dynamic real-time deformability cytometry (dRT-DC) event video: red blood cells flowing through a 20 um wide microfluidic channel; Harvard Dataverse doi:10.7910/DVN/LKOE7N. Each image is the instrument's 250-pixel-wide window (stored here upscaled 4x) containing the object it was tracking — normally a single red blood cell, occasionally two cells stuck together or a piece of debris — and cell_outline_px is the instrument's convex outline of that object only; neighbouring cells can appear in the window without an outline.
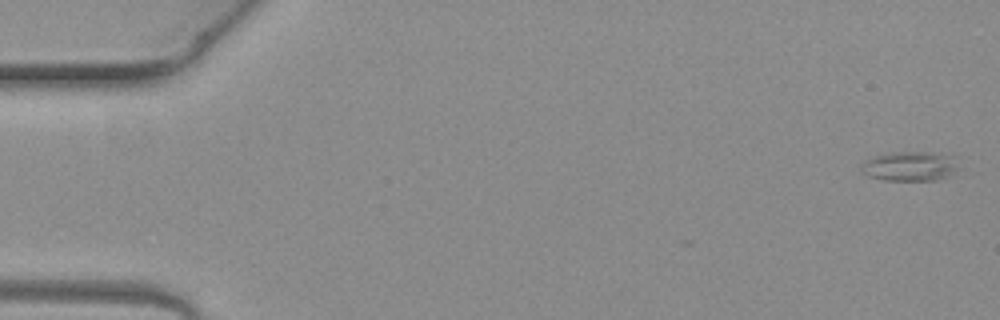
{"species": "common noctule bat (a hibernating species)", "species_latin": "Nyctalus noctula", "temperature_condition": "warm", "stored_images_in_passage": 5, "camera_frame_rate_fps": 3000, "um_per_image_px": 0.085, "animal": {"sex": "female", "body_mass_g": 19.3, "forearm_length_mm": 54.1}, "frame": {"image": 1, "passage_image": 1, "time_ms": 0.0, "image_size_px": [1000, 320], "cell_outline_px": [[960, 168], [936, 180], [884, 180], [868, 176], [860, 172], [860, 164], [864, 160], [876, 156], [892, 152], [940, 152], [952, 156]], "centroid_in_image_um": [77.29, 14.12], "position_along_channel_um": 7.7, "area_um2": 16.82}}